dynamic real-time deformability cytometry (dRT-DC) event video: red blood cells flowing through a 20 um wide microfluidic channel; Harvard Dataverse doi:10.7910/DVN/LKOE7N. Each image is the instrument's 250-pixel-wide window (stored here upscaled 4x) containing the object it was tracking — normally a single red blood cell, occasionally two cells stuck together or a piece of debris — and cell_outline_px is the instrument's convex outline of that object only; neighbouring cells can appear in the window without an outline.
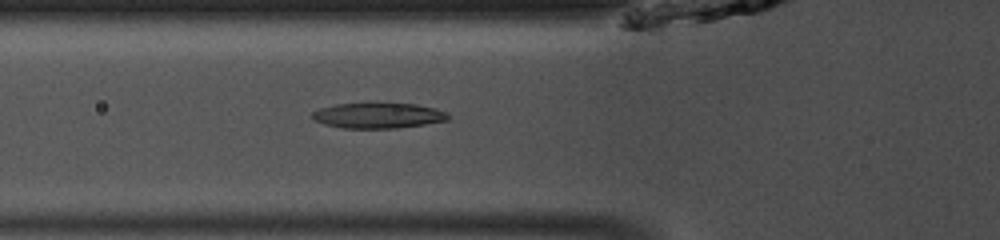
{"species": "common noctule bat (a hibernating species)", "species_latin": "Nyctalus noctula", "temperature_condition": "room temperature", "stored_images_in_passage": 47, "camera_frame_rate_fps": 3000, "um_per_image_px": 0.085, "animal": {"sex": "male", "body_mass_g": 13.0, "forearm_length_mm": 53.1}, "frame": {"image": 1, "passage_image": 16, "time_ms": 5.0, "image_size_px": [1000, 240], "cell_outline_px": [[448, 120], [424, 124], [396, 128], [344, 128], [324, 124], [316, 120], [312, 116], [312, 112], [320, 108], [336, 104], [416, 104], [436, 108], [444, 112], [448, 116]], "centroid_in_image_um": [32.13, 9.83], "position_along_channel_um": 93.7, "area_um2": 19.71}}
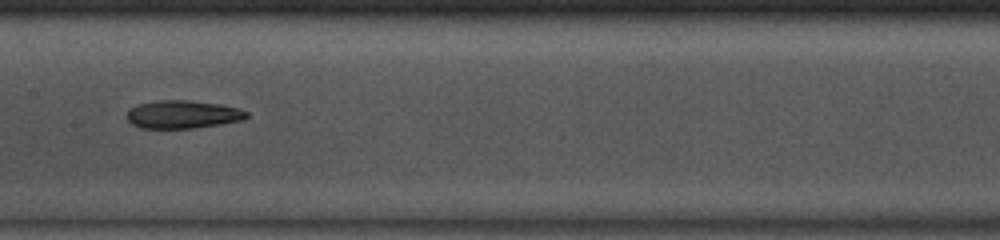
{"frame": {"image": 2, "passage_image": 23, "time_ms": 7.333, "image_size_px": [1000, 240], "cell_outline_px": [[248, 116], [244, 120], [220, 124], [192, 128], [140, 128], [132, 124], [128, 120], [128, 108], [136, 104], [160, 100], [188, 100], [220, 104], [236, 108], [248, 112]], "centroid_in_image_um": [15.51, 9.72], "position_along_channel_um": 191.9, "area_um2": 19.54}}
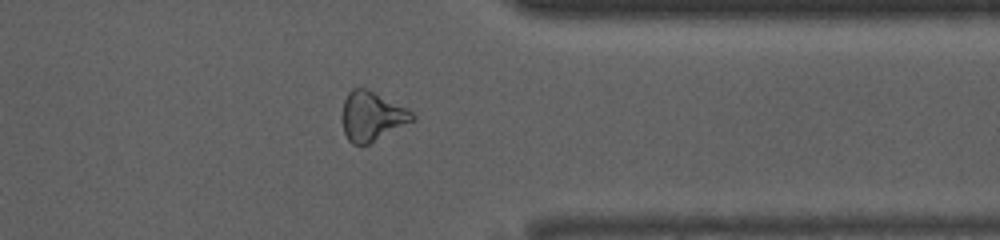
{"frame": {"image": 3, "passage_image": 37, "time_ms": 12.0, "image_size_px": [1000, 240], "cell_outline_px": [[416, 120], [368, 144], [352, 144], [348, 140], [344, 132], [340, 116], [344, 100], [348, 92], [352, 88], [368, 88], [408, 108], [416, 116]], "centroid_in_image_um": [31.61, 9.86], "position_along_channel_um": 379.8, "area_um2": 20.58}, "authors_computed_cell_mechanics": {"area_um2": 20.6346, "velocity_mm_per_s": 4.1555, "shape_relaxation_time_tau1_ms": 7.9635, "shape_relaxation_time_tau2_ms": null, "deformation_change_tau1": 0.2052, "deformation_change_tau2": null}}